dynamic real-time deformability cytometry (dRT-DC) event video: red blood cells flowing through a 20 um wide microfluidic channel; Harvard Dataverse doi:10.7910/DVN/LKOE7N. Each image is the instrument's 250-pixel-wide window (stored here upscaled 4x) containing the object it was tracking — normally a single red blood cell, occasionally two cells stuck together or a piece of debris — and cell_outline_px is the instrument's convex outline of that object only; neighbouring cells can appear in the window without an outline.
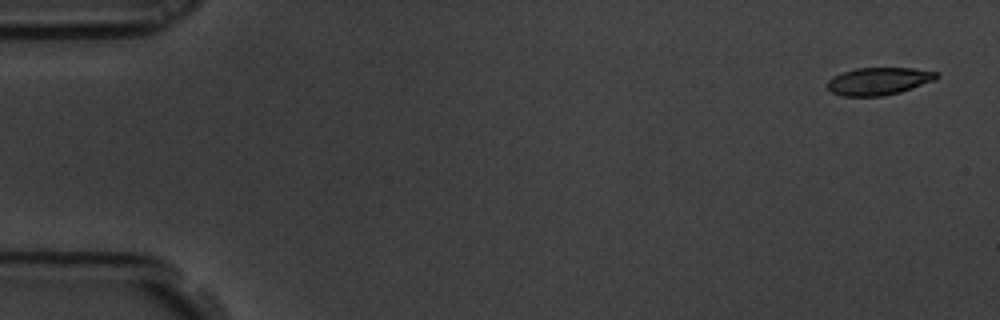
{"species": "common noctule bat (a hibernating species)", "species_latin": "Nyctalus noctula", "temperature_condition": "room temperature", "stored_images_in_passage": 10, "camera_frame_rate_fps": 3000, "um_per_image_px": 0.085, "animal": {"sex": "male", "body_mass_g": 19.5, "forearm_length_mm": 54.6}, "frame": {"image": 1, "passage_image": 1, "time_ms": 0.0, "image_size_px": [1000, 320], "cell_outline_px": [[940, 76], [936, 80], [900, 92], [880, 96], [844, 96], [832, 92], [824, 84], [832, 76], [856, 68], [912, 68], [940, 72]], "centroid_in_image_um": [74.7, 6.89], "position_along_channel_um": 10.3, "area_um2": 17.63}}
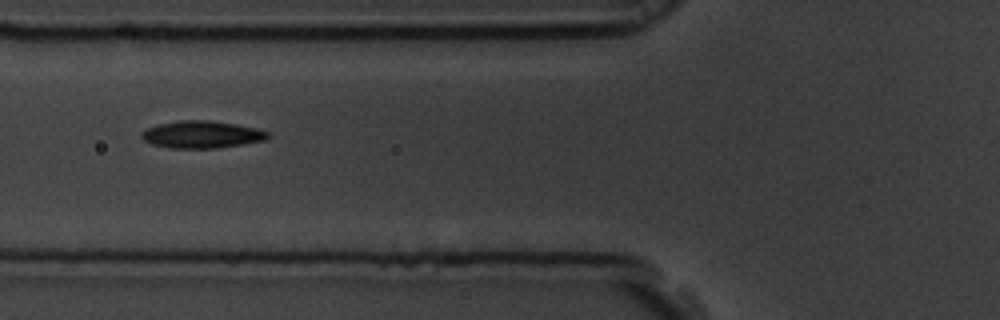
{"frame": {"image": 2, "passage_image": 6, "time_ms": 1.667, "image_size_px": [1000, 320], "cell_outline_px": [[272, 136], [264, 140], [216, 148], [168, 148], [152, 144], [144, 140], [140, 136], [140, 132], [156, 124], [180, 120], [212, 120], [236, 124], [256, 128], [268, 132]], "centroid_in_image_um": [17.12, 11.42], "position_along_channel_um": 108.7, "area_um2": 20.11}}
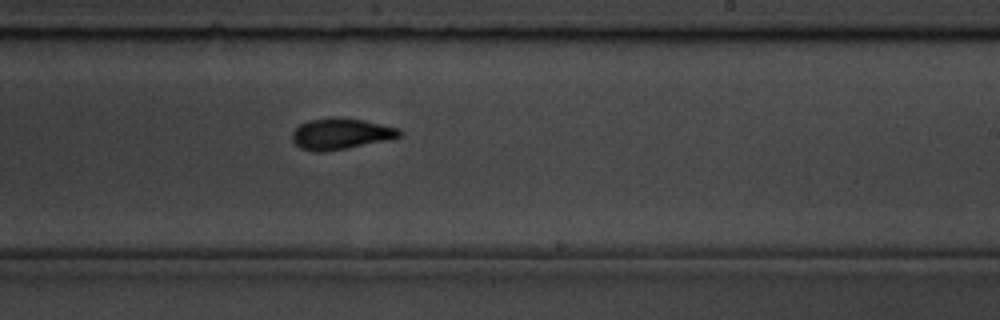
{"frame": {"image": 3, "passage_image": 10, "time_ms": 3.0, "image_size_px": [1000, 320], "cell_outline_px": [[404, 132], [400, 136], [392, 140], [348, 148], [320, 152], [316, 152], [300, 148], [292, 140], [292, 132], [300, 124], [308, 120], [332, 116], [336, 116], [364, 120], [400, 128]], "centroid_in_image_um": [29.01, 11.36], "position_along_channel_um": 260.0, "area_um2": 19.88}}